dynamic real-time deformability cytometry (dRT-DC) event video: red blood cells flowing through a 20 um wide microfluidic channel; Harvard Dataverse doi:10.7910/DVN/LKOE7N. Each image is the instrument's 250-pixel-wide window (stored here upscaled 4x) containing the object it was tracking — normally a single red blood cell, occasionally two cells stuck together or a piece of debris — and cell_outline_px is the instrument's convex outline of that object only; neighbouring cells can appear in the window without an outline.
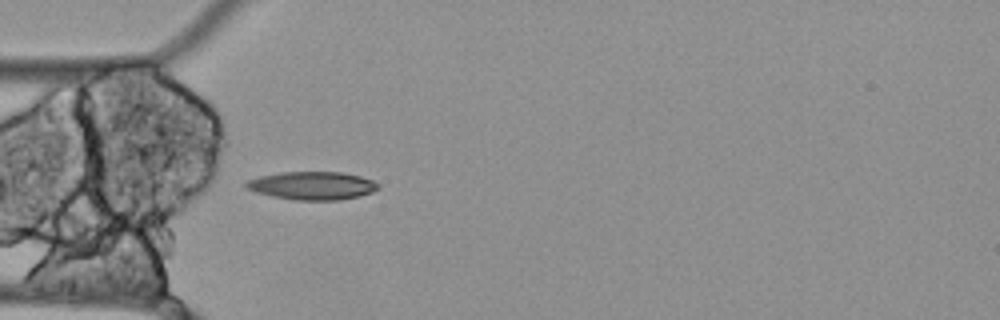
{"species": "Egyptian fruit bat (a non-hibernating species)", "species_latin": "Rousettus aegyptiacus", "temperature_condition": "cold", "stored_images_in_passage": 6, "camera_frame_rate_fps": 3000, "um_per_image_px": 0.085, "animal": {"sex": "female"}, "frame": {"image": 1, "passage_image": 1, "time_ms": 0.0, "image_size_px": [1000, 320], "cell_outline_px": [[380, 188], [372, 192], [360, 196], [340, 200], [296, 200], [272, 196], [256, 192], [248, 188], [244, 184], [248, 180], [260, 176], [280, 172], [344, 172], [360, 176], [372, 180], [380, 184]], "centroid_in_image_um": [26.58, 15.78], "position_along_channel_um": 58.4, "area_um2": 21.68}}
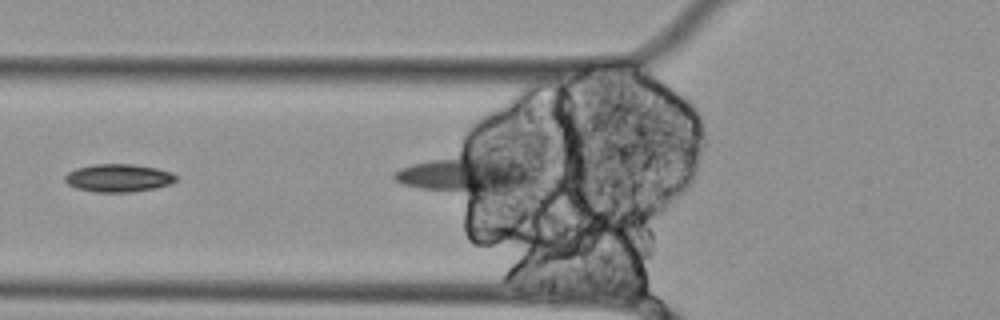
{"frame": {"image": 2, "passage_image": 3, "time_ms": 0.667, "image_size_px": [1000, 320], "cell_outline_px": [[176, 180], [172, 184], [156, 188], [128, 192], [96, 192], [76, 188], [68, 184], [64, 180], [64, 176], [68, 172], [76, 168], [92, 164], [132, 164], [156, 168], [172, 172], [176, 176]], "centroid_in_image_um": [10.06, 15.12], "position_along_channel_um": 115.7, "area_um2": 18.15}}